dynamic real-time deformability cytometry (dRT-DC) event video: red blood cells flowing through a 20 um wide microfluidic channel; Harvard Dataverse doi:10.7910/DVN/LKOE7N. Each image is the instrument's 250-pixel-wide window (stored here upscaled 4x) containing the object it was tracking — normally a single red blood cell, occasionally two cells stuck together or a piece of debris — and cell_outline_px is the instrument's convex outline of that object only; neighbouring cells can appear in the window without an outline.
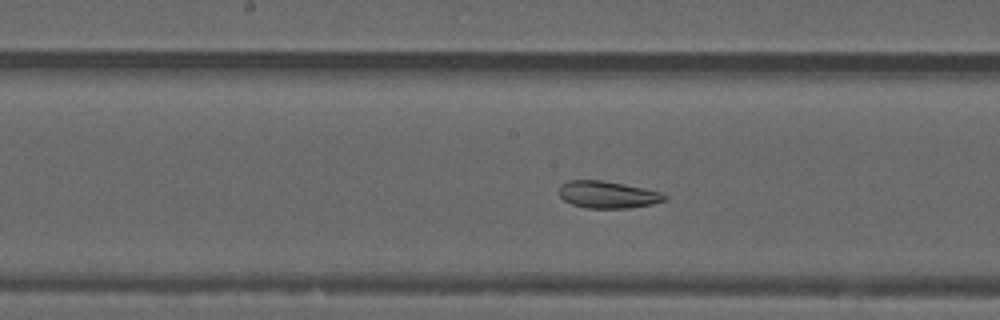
{"species": "common noctule bat (a hibernating species)", "species_latin": "Nyctalus noctula", "temperature_condition": "warm", "stored_images_in_passage": 43, "camera_frame_rate_fps": 3000, "um_per_image_px": 0.085, "animal": {"sex": "male", "forearm_length_mm": 52.5}, "frame": {"image": 1, "passage_image": 18, "time_ms": 5.667, "image_size_px": [1000, 320], "cell_outline_px": [[668, 196], [664, 200], [652, 204], [632, 208], [588, 208], [572, 204], [564, 200], [560, 196], [560, 184], [568, 180], [604, 180], [664, 192]], "centroid_in_image_um": [51.68, 16.54], "position_along_channel_um": 196.5, "area_um2": 16.76}}
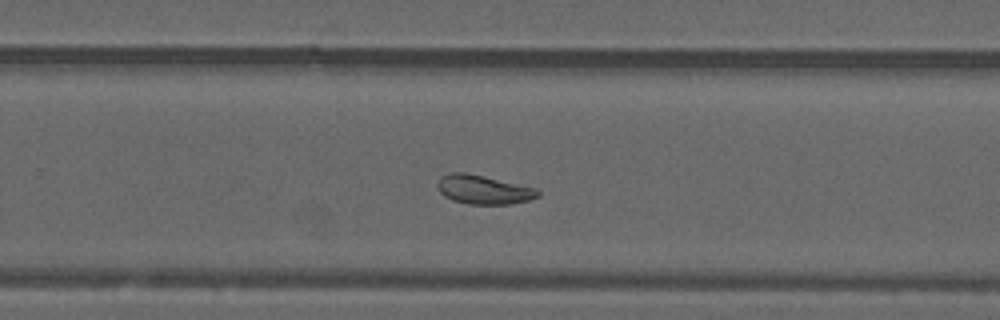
{"frame": {"image": 2, "passage_image": 25, "time_ms": 8.0, "image_size_px": [1000, 320], "cell_outline_px": [[540, 196], [528, 200], [512, 204], [468, 204], [452, 200], [444, 196], [436, 188], [436, 184], [440, 176], [448, 172], [464, 172], [540, 188]], "centroid_in_image_um": [41.1, 16.11], "position_along_channel_um": 288.7, "area_um2": 17.28}}
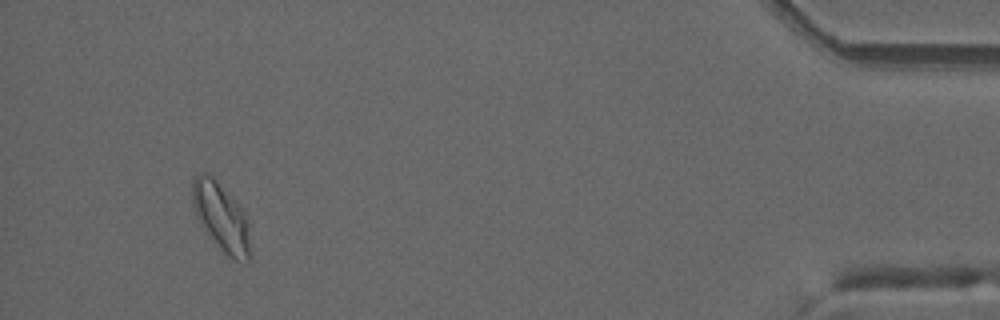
{"frame": {"image": 3, "passage_image": 40, "time_ms": 13.0, "image_size_px": [1000, 320], "cell_outline_px": [[248, 260], [232, 260], [204, 232], [196, 216], [192, 204], [192, 180], [196, 172], [208, 172], [236, 200], [248, 216]], "centroid_in_image_um": [18.75, 18.38], "position_along_channel_um": 416.5, "area_um2": 23.18}, "authors_computed_cell_mechanics": {"area_um2": 18.9584, "velocity_mm_per_s": 3.9678, "shape_relaxation_time_tau1_ms": null, "shape_relaxation_time_tau2_ms": 5.8082, "deformation_change_tau1": null, "deformation_change_tau2": 0.1054}}